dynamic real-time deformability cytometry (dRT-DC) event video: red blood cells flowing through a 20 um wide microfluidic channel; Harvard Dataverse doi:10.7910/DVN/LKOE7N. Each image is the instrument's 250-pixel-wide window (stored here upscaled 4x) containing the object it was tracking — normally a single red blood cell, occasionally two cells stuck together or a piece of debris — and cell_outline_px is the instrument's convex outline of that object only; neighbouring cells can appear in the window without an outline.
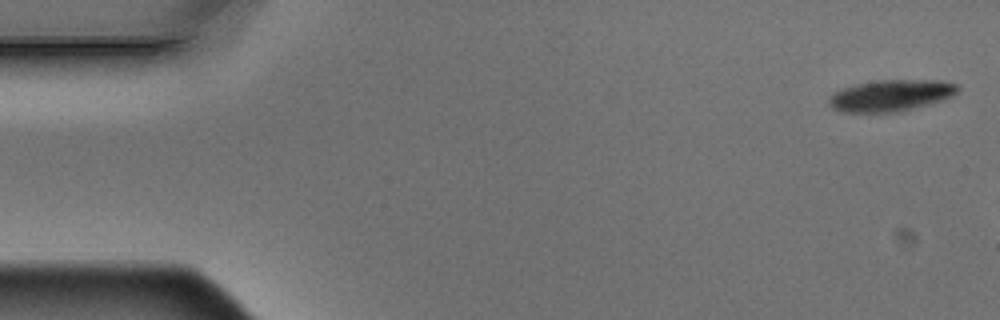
{"species": "Egyptian fruit bat (a non-hibernating species)", "species_latin": "Rousettus aegyptiacus", "temperature_condition": "warm", "stored_images_in_passage": 3, "camera_frame_rate_fps": 3000, "um_per_image_px": 0.085, "animal": {"sex": "male"}, "frame": {"image": 1, "passage_image": 1, "time_ms": 0.0, "image_size_px": [1000, 320], "cell_outline_px": [[960, 88], [952, 96], [944, 100], [900, 112], [840, 112], [832, 108], [828, 104], [828, 100], [836, 92], [844, 88], [856, 84], [880, 80], [940, 80], [956, 84]], "centroid_in_image_um": [75.75, 8.12], "position_along_channel_um": 9.3, "area_um2": 23.58}}